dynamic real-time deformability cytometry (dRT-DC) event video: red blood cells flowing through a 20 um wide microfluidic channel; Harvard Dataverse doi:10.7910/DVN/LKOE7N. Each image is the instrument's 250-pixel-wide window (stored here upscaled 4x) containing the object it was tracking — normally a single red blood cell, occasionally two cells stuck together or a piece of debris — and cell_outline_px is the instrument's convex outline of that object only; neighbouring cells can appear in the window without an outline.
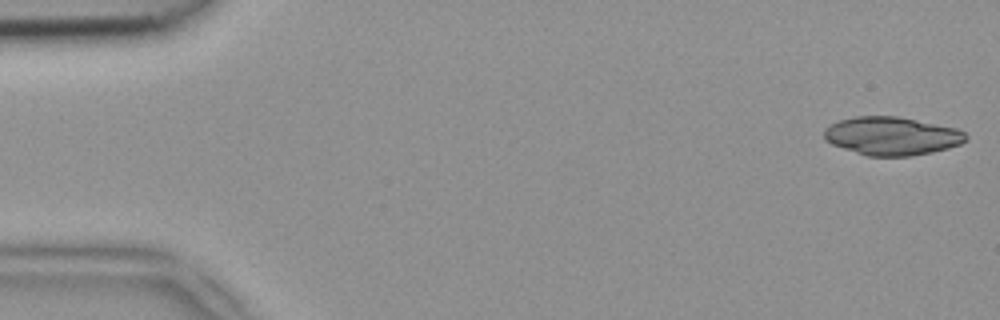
{"species": "common noctule bat (a hibernating species)", "species_latin": "Nyctalus noctula", "temperature_condition": "room temperature", "stored_images_in_passage": 48, "camera_frame_rate_fps": 3000, "um_per_image_px": 0.085, "animal": {"sex": "female", "body_mass_g": 18.4}, "frame": {"image": 1, "passage_image": 1, "time_ms": 0.0, "image_size_px": [1000, 320], "cell_outline_px": [[968, 140], [960, 144], [948, 148], [932, 152], [912, 156], [868, 156], [832, 144], [824, 140], [824, 128], [840, 120], [856, 116], [896, 116], [956, 128], [964, 132], [968, 136]], "centroid_in_image_um": [75.81, 11.56], "position_along_channel_um": 9.2, "area_um2": 31.5}}